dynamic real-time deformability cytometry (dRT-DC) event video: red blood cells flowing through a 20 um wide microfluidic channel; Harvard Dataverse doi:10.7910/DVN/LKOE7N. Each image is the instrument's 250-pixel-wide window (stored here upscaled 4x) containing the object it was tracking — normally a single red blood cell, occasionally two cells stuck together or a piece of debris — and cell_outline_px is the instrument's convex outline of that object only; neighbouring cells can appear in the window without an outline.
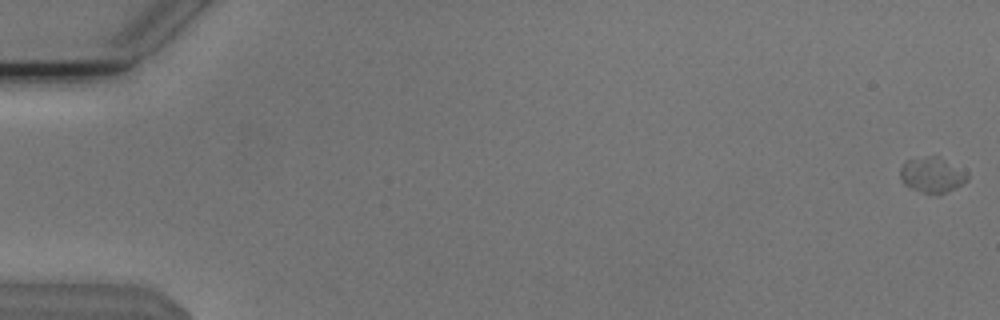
{"species": "Egyptian fruit bat (a non-hibernating species)", "species_latin": "Rousettus aegyptiacus", "temperature_condition": "cold", "stored_images_in_passage": 55, "camera_frame_rate_fps": 3000, "um_per_image_px": 0.085, "animal": {"sex": "male"}, "frame": {"image": 1, "passage_image": 1, "time_ms": 0.0, "image_size_px": [1000, 320], "cell_outline_px": [[968, 180], [936, 196], [920, 192], [908, 188], [900, 180], [900, 168], [904, 160], [924, 156], [940, 156], [968, 172]], "centroid_in_image_um": [79.18, 14.86], "position_along_channel_um": 5.8, "area_um2": 14.22}}
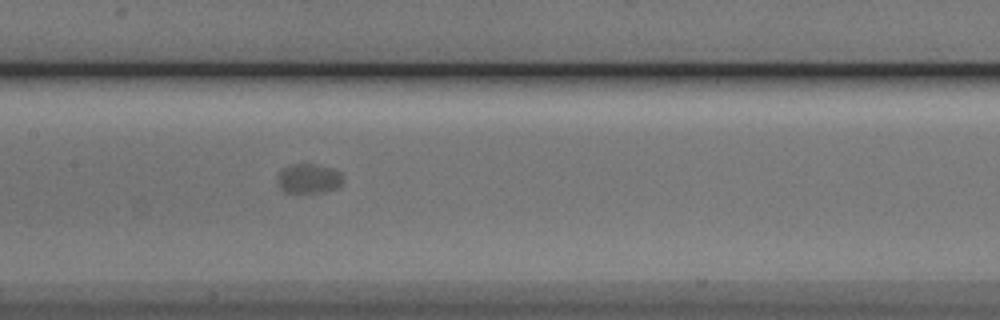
{"frame": {"image": 2, "passage_image": 28, "time_ms": 9.0, "image_size_px": [1000, 320], "cell_outline_px": [[344, 180], [336, 188], [324, 192], [284, 192], [280, 188], [276, 180], [276, 176], [284, 168], [292, 164], [316, 164], [336, 168], [344, 176]], "centroid_in_image_um": [26.26, 15.16], "position_along_channel_um": 181.1, "area_um2": 11.5}}
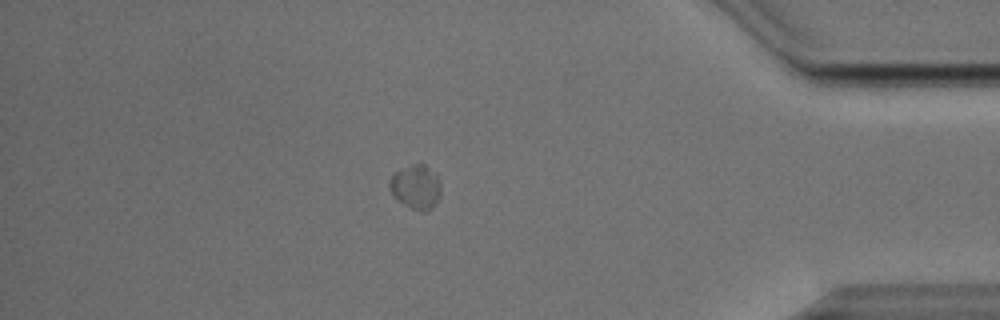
{"frame": {"image": 3, "passage_image": 48, "time_ms": 15.667, "image_size_px": [1000, 320], "cell_outline_px": [[440, 196], [428, 212], [424, 212], [412, 208], [404, 204], [392, 192], [388, 184], [392, 176], [396, 172], [416, 164], [424, 164], [436, 172], [440, 184]], "centroid_in_image_um": [35.4, 15.89], "position_along_channel_um": 399.8, "area_um2": 12.83}}